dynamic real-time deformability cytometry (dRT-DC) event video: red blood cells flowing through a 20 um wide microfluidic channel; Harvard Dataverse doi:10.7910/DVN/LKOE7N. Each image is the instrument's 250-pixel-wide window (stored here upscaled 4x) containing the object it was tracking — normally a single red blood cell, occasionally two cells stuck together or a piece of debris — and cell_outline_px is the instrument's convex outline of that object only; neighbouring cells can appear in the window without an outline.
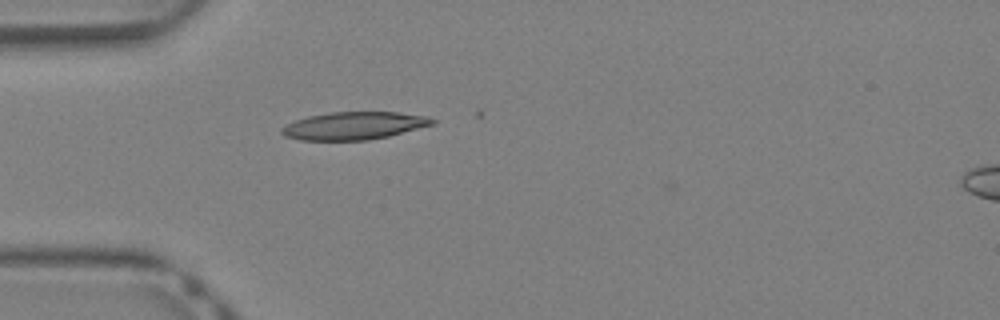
{"species": "Egyptian fruit bat (a non-hibernating species)", "species_latin": "Rousettus aegyptiacus", "temperature_condition": "warm", "stored_images_in_passage": 4, "camera_frame_rate_fps": 3000, "um_per_image_px": 0.085, "animal": {"sex": "female"}, "frame": {"image": 1, "passage_image": 1, "time_ms": 0.0, "image_size_px": [1000, 320], "cell_outline_px": [[436, 124], [388, 136], [368, 140], [300, 140], [284, 136], [280, 132], [280, 128], [296, 120], [308, 116], [332, 112], [396, 112], [428, 116], [436, 120]], "centroid_in_image_um": [30.11, 10.69], "position_along_channel_um": 54.9, "area_um2": 24.33}}